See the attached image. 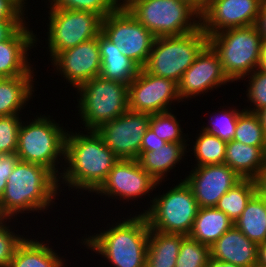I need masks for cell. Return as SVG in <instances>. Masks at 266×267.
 Here are the masks:
<instances>
[{"label":"cell","mask_w":266,"mask_h":267,"mask_svg":"<svg viewBox=\"0 0 266 267\" xmlns=\"http://www.w3.org/2000/svg\"><path fill=\"white\" fill-rule=\"evenodd\" d=\"M120 6H124L129 0H116ZM122 1V2H121Z\"/></svg>","instance_id":"obj_50"},{"label":"cell","mask_w":266,"mask_h":267,"mask_svg":"<svg viewBox=\"0 0 266 267\" xmlns=\"http://www.w3.org/2000/svg\"><path fill=\"white\" fill-rule=\"evenodd\" d=\"M241 178L228 165L196 166L184 181L190 186L200 208L215 207L218 200Z\"/></svg>","instance_id":"obj_17"},{"label":"cell","mask_w":266,"mask_h":267,"mask_svg":"<svg viewBox=\"0 0 266 267\" xmlns=\"http://www.w3.org/2000/svg\"><path fill=\"white\" fill-rule=\"evenodd\" d=\"M179 121L171 111L154 113L150 115L149 128L158 138L164 141L174 143H186L183 135V129L179 125Z\"/></svg>","instance_id":"obj_32"},{"label":"cell","mask_w":266,"mask_h":267,"mask_svg":"<svg viewBox=\"0 0 266 267\" xmlns=\"http://www.w3.org/2000/svg\"><path fill=\"white\" fill-rule=\"evenodd\" d=\"M224 164L243 179H255L266 166V147H255L231 140L227 142Z\"/></svg>","instance_id":"obj_22"},{"label":"cell","mask_w":266,"mask_h":267,"mask_svg":"<svg viewBox=\"0 0 266 267\" xmlns=\"http://www.w3.org/2000/svg\"><path fill=\"white\" fill-rule=\"evenodd\" d=\"M48 8H62L78 11H88L105 18L116 11L120 5L116 0H48Z\"/></svg>","instance_id":"obj_35"},{"label":"cell","mask_w":266,"mask_h":267,"mask_svg":"<svg viewBox=\"0 0 266 267\" xmlns=\"http://www.w3.org/2000/svg\"><path fill=\"white\" fill-rule=\"evenodd\" d=\"M205 267H240V266L235 265L233 263L218 261L210 257Z\"/></svg>","instance_id":"obj_47"},{"label":"cell","mask_w":266,"mask_h":267,"mask_svg":"<svg viewBox=\"0 0 266 267\" xmlns=\"http://www.w3.org/2000/svg\"><path fill=\"white\" fill-rule=\"evenodd\" d=\"M33 73L29 76L6 77L0 81V117L19 115L28 104L34 92Z\"/></svg>","instance_id":"obj_24"},{"label":"cell","mask_w":266,"mask_h":267,"mask_svg":"<svg viewBox=\"0 0 266 267\" xmlns=\"http://www.w3.org/2000/svg\"><path fill=\"white\" fill-rule=\"evenodd\" d=\"M84 131V134L67 131L64 163L68 167L62 168L58 185L67 184L68 189L95 193L119 158L104 144L96 130Z\"/></svg>","instance_id":"obj_1"},{"label":"cell","mask_w":266,"mask_h":267,"mask_svg":"<svg viewBox=\"0 0 266 267\" xmlns=\"http://www.w3.org/2000/svg\"><path fill=\"white\" fill-rule=\"evenodd\" d=\"M234 226L255 244L266 242V201L257 192L234 221Z\"/></svg>","instance_id":"obj_28"},{"label":"cell","mask_w":266,"mask_h":267,"mask_svg":"<svg viewBox=\"0 0 266 267\" xmlns=\"http://www.w3.org/2000/svg\"><path fill=\"white\" fill-rule=\"evenodd\" d=\"M257 267H266V242L258 245Z\"/></svg>","instance_id":"obj_45"},{"label":"cell","mask_w":266,"mask_h":267,"mask_svg":"<svg viewBox=\"0 0 266 267\" xmlns=\"http://www.w3.org/2000/svg\"><path fill=\"white\" fill-rule=\"evenodd\" d=\"M255 193V180L242 179L218 200L215 208L225 213L232 221H235L241 216L248 201Z\"/></svg>","instance_id":"obj_29"},{"label":"cell","mask_w":266,"mask_h":267,"mask_svg":"<svg viewBox=\"0 0 266 267\" xmlns=\"http://www.w3.org/2000/svg\"><path fill=\"white\" fill-rule=\"evenodd\" d=\"M253 26L260 34L262 40H266V0H263Z\"/></svg>","instance_id":"obj_43"},{"label":"cell","mask_w":266,"mask_h":267,"mask_svg":"<svg viewBox=\"0 0 266 267\" xmlns=\"http://www.w3.org/2000/svg\"><path fill=\"white\" fill-rule=\"evenodd\" d=\"M59 189L58 177L51 170L18 160L0 199V214L5 219H13L20 213L44 212L53 205Z\"/></svg>","instance_id":"obj_2"},{"label":"cell","mask_w":266,"mask_h":267,"mask_svg":"<svg viewBox=\"0 0 266 267\" xmlns=\"http://www.w3.org/2000/svg\"><path fill=\"white\" fill-rule=\"evenodd\" d=\"M228 82L231 81L223 71L218 54L208 44L183 73L178 83V93L181 100L191 99Z\"/></svg>","instance_id":"obj_16"},{"label":"cell","mask_w":266,"mask_h":267,"mask_svg":"<svg viewBox=\"0 0 266 267\" xmlns=\"http://www.w3.org/2000/svg\"><path fill=\"white\" fill-rule=\"evenodd\" d=\"M11 219H3L0 222V267H8L17 246L23 241V235L16 234L6 222ZM10 228V229H9Z\"/></svg>","instance_id":"obj_38"},{"label":"cell","mask_w":266,"mask_h":267,"mask_svg":"<svg viewBox=\"0 0 266 267\" xmlns=\"http://www.w3.org/2000/svg\"><path fill=\"white\" fill-rule=\"evenodd\" d=\"M196 142L193 145V153L195 166L222 164L225 160L227 142L221 140L219 137L200 131L198 137L196 136Z\"/></svg>","instance_id":"obj_30"},{"label":"cell","mask_w":266,"mask_h":267,"mask_svg":"<svg viewBox=\"0 0 266 267\" xmlns=\"http://www.w3.org/2000/svg\"><path fill=\"white\" fill-rule=\"evenodd\" d=\"M124 7L156 38L184 35L201 27L200 12L186 0H129Z\"/></svg>","instance_id":"obj_4"},{"label":"cell","mask_w":266,"mask_h":267,"mask_svg":"<svg viewBox=\"0 0 266 267\" xmlns=\"http://www.w3.org/2000/svg\"><path fill=\"white\" fill-rule=\"evenodd\" d=\"M17 1H18L23 7L25 6V10H26V8H27V7H26L27 5H25V4H27V3L25 2L26 0H17Z\"/></svg>","instance_id":"obj_51"},{"label":"cell","mask_w":266,"mask_h":267,"mask_svg":"<svg viewBox=\"0 0 266 267\" xmlns=\"http://www.w3.org/2000/svg\"><path fill=\"white\" fill-rule=\"evenodd\" d=\"M128 108L133 112L161 113L171 110V103L182 100L178 83L148 73L141 68L139 74L128 85Z\"/></svg>","instance_id":"obj_12"},{"label":"cell","mask_w":266,"mask_h":267,"mask_svg":"<svg viewBox=\"0 0 266 267\" xmlns=\"http://www.w3.org/2000/svg\"><path fill=\"white\" fill-rule=\"evenodd\" d=\"M149 231L145 215L139 213L109 226L106 231L86 236L82 245L104 256L114 267H145Z\"/></svg>","instance_id":"obj_3"},{"label":"cell","mask_w":266,"mask_h":267,"mask_svg":"<svg viewBox=\"0 0 266 267\" xmlns=\"http://www.w3.org/2000/svg\"><path fill=\"white\" fill-rule=\"evenodd\" d=\"M25 20H0V42L7 40Z\"/></svg>","instance_id":"obj_42"},{"label":"cell","mask_w":266,"mask_h":267,"mask_svg":"<svg viewBox=\"0 0 266 267\" xmlns=\"http://www.w3.org/2000/svg\"><path fill=\"white\" fill-rule=\"evenodd\" d=\"M243 110V108L240 111L239 109H236V107H230L229 110L225 109L219 111L218 113L214 112L213 114L215 116H210L211 118L208 121L209 125H206L205 127L202 126L201 130L211 133L226 142L231 141L233 140V137L235 135V128L237 125L238 116Z\"/></svg>","instance_id":"obj_33"},{"label":"cell","mask_w":266,"mask_h":267,"mask_svg":"<svg viewBox=\"0 0 266 267\" xmlns=\"http://www.w3.org/2000/svg\"><path fill=\"white\" fill-rule=\"evenodd\" d=\"M17 153L0 155V199L7 184V179L18 162Z\"/></svg>","instance_id":"obj_40"},{"label":"cell","mask_w":266,"mask_h":267,"mask_svg":"<svg viewBox=\"0 0 266 267\" xmlns=\"http://www.w3.org/2000/svg\"><path fill=\"white\" fill-rule=\"evenodd\" d=\"M157 185L159 183L141 168L137 159H119L95 193L129 202L146 194L149 196Z\"/></svg>","instance_id":"obj_14"},{"label":"cell","mask_w":266,"mask_h":267,"mask_svg":"<svg viewBox=\"0 0 266 267\" xmlns=\"http://www.w3.org/2000/svg\"><path fill=\"white\" fill-rule=\"evenodd\" d=\"M254 180L256 184V192L266 201V166Z\"/></svg>","instance_id":"obj_44"},{"label":"cell","mask_w":266,"mask_h":267,"mask_svg":"<svg viewBox=\"0 0 266 267\" xmlns=\"http://www.w3.org/2000/svg\"><path fill=\"white\" fill-rule=\"evenodd\" d=\"M187 143L168 142L164 146L154 148L153 151H140L137 158L140 166L150 174L159 184L164 181L167 172L174 169L176 165L185 158Z\"/></svg>","instance_id":"obj_23"},{"label":"cell","mask_w":266,"mask_h":267,"mask_svg":"<svg viewBox=\"0 0 266 267\" xmlns=\"http://www.w3.org/2000/svg\"><path fill=\"white\" fill-rule=\"evenodd\" d=\"M4 218L1 216V214H0V222L3 220Z\"/></svg>","instance_id":"obj_52"},{"label":"cell","mask_w":266,"mask_h":267,"mask_svg":"<svg viewBox=\"0 0 266 267\" xmlns=\"http://www.w3.org/2000/svg\"><path fill=\"white\" fill-rule=\"evenodd\" d=\"M48 49L52 59L101 33L102 17L88 11L49 8Z\"/></svg>","instance_id":"obj_10"},{"label":"cell","mask_w":266,"mask_h":267,"mask_svg":"<svg viewBox=\"0 0 266 267\" xmlns=\"http://www.w3.org/2000/svg\"><path fill=\"white\" fill-rule=\"evenodd\" d=\"M201 12L212 0H186Z\"/></svg>","instance_id":"obj_48"},{"label":"cell","mask_w":266,"mask_h":267,"mask_svg":"<svg viewBox=\"0 0 266 267\" xmlns=\"http://www.w3.org/2000/svg\"><path fill=\"white\" fill-rule=\"evenodd\" d=\"M207 45L208 36L201 27L184 35L157 37L143 68L152 75L179 83Z\"/></svg>","instance_id":"obj_6"},{"label":"cell","mask_w":266,"mask_h":267,"mask_svg":"<svg viewBox=\"0 0 266 267\" xmlns=\"http://www.w3.org/2000/svg\"><path fill=\"white\" fill-rule=\"evenodd\" d=\"M49 117L36 115L29 124L21 122L16 153L20 161L43 165L59 177L57 165L64 159L67 132Z\"/></svg>","instance_id":"obj_5"},{"label":"cell","mask_w":266,"mask_h":267,"mask_svg":"<svg viewBox=\"0 0 266 267\" xmlns=\"http://www.w3.org/2000/svg\"><path fill=\"white\" fill-rule=\"evenodd\" d=\"M263 0H212L201 12V28L211 36L226 29L253 26Z\"/></svg>","instance_id":"obj_15"},{"label":"cell","mask_w":266,"mask_h":267,"mask_svg":"<svg viewBox=\"0 0 266 267\" xmlns=\"http://www.w3.org/2000/svg\"><path fill=\"white\" fill-rule=\"evenodd\" d=\"M233 140L249 146L266 147V134L256 113L243 110L239 114Z\"/></svg>","instance_id":"obj_31"},{"label":"cell","mask_w":266,"mask_h":267,"mask_svg":"<svg viewBox=\"0 0 266 267\" xmlns=\"http://www.w3.org/2000/svg\"><path fill=\"white\" fill-rule=\"evenodd\" d=\"M259 120H260V123L263 127V130L266 134V107H264L263 109L259 110L256 112Z\"/></svg>","instance_id":"obj_49"},{"label":"cell","mask_w":266,"mask_h":267,"mask_svg":"<svg viewBox=\"0 0 266 267\" xmlns=\"http://www.w3.org/2000/svg\"><path fill=\"white\" fill-rule=\"evenodd\" d=\"M101 71L99 76L125 85H130L139 74L141 67L120 52L116 45L102 33L98 35Z\"/></svg>","instance_id":"obj_21"},{"label":"cell","mask_w":266,"mask_h":267,"mask_svg":"<svg viewBox=\"0 0 266 267\" xmlns=\"http://www.w3.org/2000/svg\"><path fill=\"white\" fill-rule=\"evenodd\" d=\"M45 242L25 238L17 246L8 267H65L64 258Z\"/></svg>","instance_id":"obj_26"},{"label":"cell","mask_w":266,"mask_h":267,"mask_svg":"<svg viewBox=\"0 0 266 267\" xmlns=\"http://www.w3.org/2000/svg\"><path fill=\"white\" fill-rule=\"evenodd\" d=\"M24 12L17 0H0V20H26Z\"/></svg>","instance_id":"obj_39"},{"label":"cell","mask_w":266,"mask_h":267,"mask_svg":"<svg viewBox=\"0 0 266 267\" xmlns=\"http://www.w3.org/2000/svg\"><path fill=\"white\" fill-rule=\"evenodd\" d=\"M261 42L254 26L226 29L208 37L231 83L244 80L259 67Z\"/></svg>","instance_id":"obj_7"},{"label":"cell","mask_w":266,"mask_h":267,"mask_svg":"<svg viewBox=\"0 0 266 267\" xmlns=\"http://www.w3.org/2000/svg\"><path fill=\"white\" fill-rule=\"evenodd\" d=\"M150 202V207L143 212L150 229L189 235L200 207L184 179L165 194L152 198Z\"/></svg>","instance_id":"obj_9"},{"label":"cell","mask_w":266,"mask_h":267,"mask_svg":"<svg viewBox=\"0 0 266 267\" xmlns=\"http://www.w3.org/2000/svg\"><path fill=\"white\" fill-rule=\"evenodd\" d=\"M258 69L266 73V40H262L261 42L260 64Z\"/></svg>","instance_id":"obj_46"},{"label":"cell","mask_w":266,"mask_h":267,"mask_svg":"<svg viewBox=\"0 0 266 267\" xmlns=\"http://www.w3.org/2000/svg\"><path fill=\"white\" fill-rule=\"evenodd\" d=\"M210 258V247L185 236L182 239L175 267H205Z\"/></svg>","instance_id":"obj_34"},{"label":"cell","mask_w":266,"mask_h":267,"mask_svg":"<svg viewBox=\"0 0 266 267\" xmlns=\"http://www.w3.org/2000/svg\"><path fill=\"white\" fill-rule=\"evenodd\" d=\"M36 37L25 21L7 40L0 42V75L3 78L29 76L34 71L28 61V50L36 44Z\"/></svg>","instance_id":"obj_19"},{"label":"cell","mask_w":266,"mask_h":267,"mask_svg":"<svg viewBox=\"0 0 266 267\" xmlns=\"http://www.w3.org/2000/svg\"><path fill=\"white\" fill-rule=\"evenodd\" d=\"M101 33L141 68L147 63L156 38L124 6L102 19Z\"/></svg>","instance_id":"obj_11"},{"label":"cell","mask_w":266,"mask_h":267,"mask_svg":"<svg viewBox=\"0 0 266 267\" xmlns=\"http://www.w3.org/2000/svg\"><path fill=\"white\" fill-rule=\"evenodd\" d=\"M78 114L85 129L97 130L129 110L128 85L100 76L79 85Z\"/></svg>","instance_id":"obj_8"},{"label":"cell","mask_w":266,"mask_h":267,"mask_svg":"<svg viewBox=\"0 0 266 267\" xmlns=\"http://www.w3.org/2000/svg\"><path fill=\"white\" fill-rule=\"evenodd\" d=\"M52 64L74 88L99 76L101 71L98 37L57 53Z\"/></svg>","instance_id":"obj_18"},{"label":"cell","mask_w":266,"mask_h":267,"mask_svg":"<svg viewBox=\"0 0 266 267\" xmlns=\"http://www.w3.org/2000/svg\"><path fill=\"white\" fill-rule=\"evenodd\" d=\"M233 226L234 221L215 207L199 208L188 236L211 247Z\"/></svg>","instance_id":"obj_25"},{"label":"cell","mask_w":266,"mask_h":267,"mask_svg":"<svg viewBox=\"0 0 266 267\" xmlns=\"http://www.w3.org/2000/svg\"><path fill=\"white\" fill-rule=\"evenodd\" d=\"M249 75L246 95L254 108L247 107L244 110L256 113L266 107V73L257 68Z\"/></svg>","instance_id":"obj_37"},{"label":"cell","mask_w":266,"mask_h":267,"mask_svg":"<svg viewBox=\"0 0 266 267\" xmlns=\"http://www.w3.org/2000/svg\"><path fill=\"white\" fill-rule=\"evenodd\" d=\"M210 257L240 267H257L258 245L233 226L210 247Z\"/></svg>","instance_id":"obj_20"},{"label":"cell","mask_w":266,"mask_h":267,"mask_svg":"<svg viewBox=\"0 0 266 267\" xmlns=\"http://www.w3.org/2000/svg\"><path fill=\"white\" fill-rule=\"evenodd\" d=\"M19 115L0 117V155L16 153L18 132L22 119Z\"/></svg>","instance_id":"obj_36"},{"label":"cell","mask_w":266,"mask_h":267,"mask_svg":"<svg viewBox=\"0 0 266 267\" xmlns=\"http://www.w3.org/2000/svg\"><path fill=\"white\" fill-rule=\"evenodd\" d=\"M150 115L128 110L96 131L119 159H137L142 139L149 128Z\"/></svg>","instance_id":"obj_13"},{"label":"cell","mask_w":266,"mask_h":267,"mask_svg":"<svg viewBox=\"0 0 266 267\" xmlns=\"http://www.w3.org/2000/svg\"><path fill=\"white\" fill-rule=\"evenodd\" d=\"M167 142L163 139L158 138V136L148 128L144 134L141 143V151H153L154 148H158L159 146H164Z\"/></svg>","instance_id":"obj_41"},{"label":"cell","mask_w":266,"mask_h":267,"mask_svg":"<svg viewBox=\"0 0 266 267\" xmlns=\"http://www.w3.org/2000/svg\"><path fill=\"white\" fill-rule=\"evenodd\" d=\"M184 237L150 229L145 267H175Z\"/></svg>","instance_id":"obj_27"}]
</instances>
